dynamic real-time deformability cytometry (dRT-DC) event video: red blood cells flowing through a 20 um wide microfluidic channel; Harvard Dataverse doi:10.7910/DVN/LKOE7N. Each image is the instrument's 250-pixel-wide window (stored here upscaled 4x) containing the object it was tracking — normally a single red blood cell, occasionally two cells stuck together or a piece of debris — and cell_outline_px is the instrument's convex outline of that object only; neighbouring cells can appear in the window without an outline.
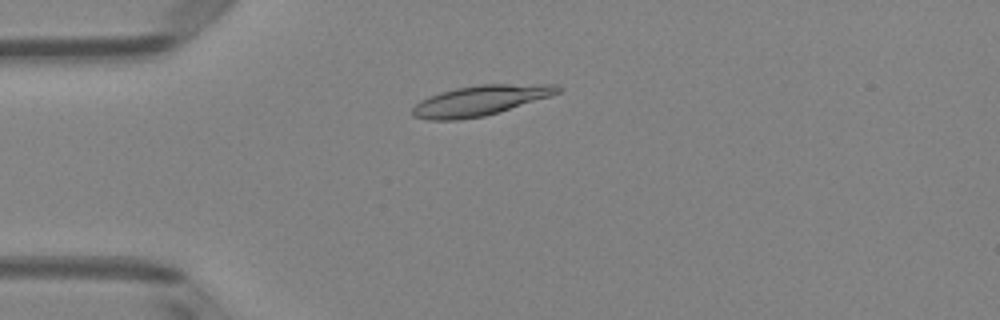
{"species": "Egyptian fruit bat (a non-hibernating species)", "species_latin": "Rousettus aegyptiacus", "temperature_condition": "room temperature", "stored_images_in_passage": 49, "camera_frame_rate_fps": 3000, "um_per_image_px": 0.085, "animal": {"sex": "female"}, "frame": {"image": 1, "passage_image": 12, "time_ms": 3.667, "image_size_px": [1000, 320], "cell_outline_px": [[564, 88], [560, 92], [548, 96], [484, 116], [460, 120], [428, 120], [412, 116], [412, 108], [420, 100], [428, 96], [440, 92], [456, 88], [480, 84], [556, 84]], "centroid_in_image_um": [40.77, 8.54], "position_along_channel_um": 44.2, "area_um2": 25.37}}
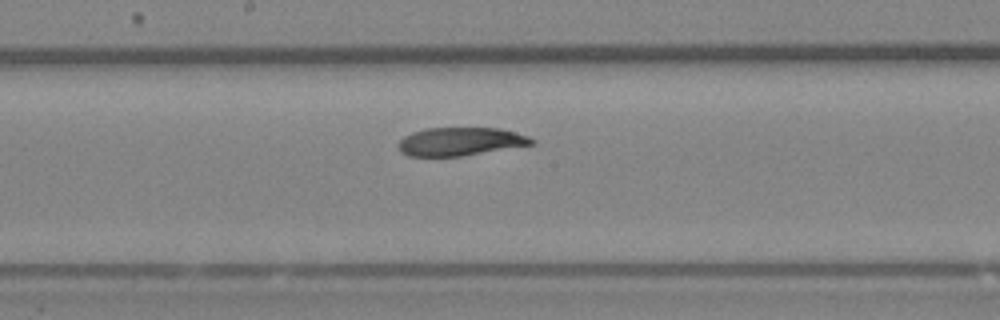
{"frame": {"image": 2, "passage_image": 26, "time_ms": 8.333, "image_size_px": [1000, 320], "cell_outline_px": [[536, 144], [460, 156], [408, 156], [400, 152], [396, 144], [404, 136], [412, 132], [428, 128], [500, 128], [528, 136], [536, 140]], "centroid_in_image_um": [39.12, 12.03], "position_along_channel_um": 209.1, "area_um2": 22.02}}
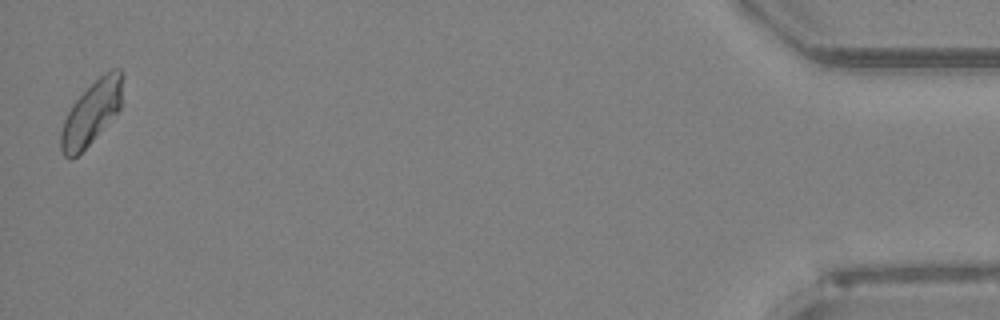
{"frame": {"image": 3, "passage_image": 49, "time_ms": 16.0, "image_size_px": [1000, 320], "cell_outline_px": [[124, 76], [120, 108], [92, 140], [72, 160], [68, 160], [64, 156], [60, 148], [60, 132], [64, 120], [72, 104], [104, 72], [112, 68], [120, 68], [124, 72]], "centroid_in_image_um": [7.78, 9.56], "position_along_channel_um": 427.4, "area_um2": 22.54}, "authors_computed_cell_mechanics": {"area_um2": 23.8136, "velocity_mm_per_s": 4.0086, "shape_relaxation_time_tau1_ms": 5.5034, "shape_relaxation_time_tau2_ms": null, "deformation_change_tau1": 0.1384, "deformation_change_tau2": null}}